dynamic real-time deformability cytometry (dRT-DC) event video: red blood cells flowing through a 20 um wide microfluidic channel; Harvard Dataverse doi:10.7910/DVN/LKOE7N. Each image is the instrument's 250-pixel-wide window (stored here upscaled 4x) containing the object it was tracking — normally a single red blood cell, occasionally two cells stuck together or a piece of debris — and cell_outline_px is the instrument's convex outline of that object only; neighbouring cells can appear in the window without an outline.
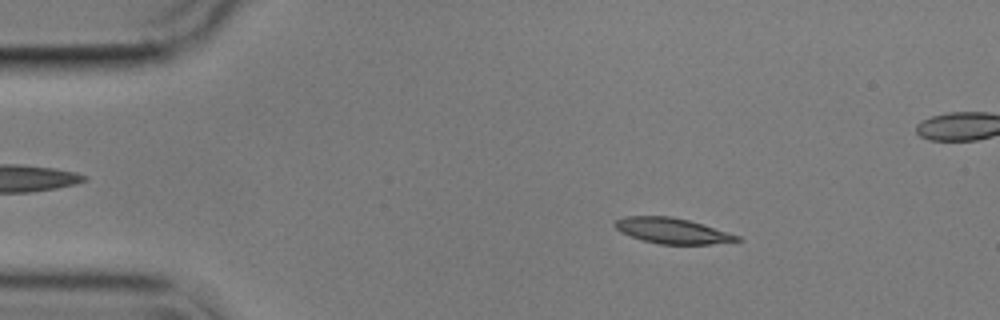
{"species": "common noctule bat (a hibernating species)", "species_latin": "Nyctalus noctula", "temperature_condition": "cold", "stored_images_in_passage": 15, "camera_frame_rate_fps": 3000, "um_per_image_px": 0.085, "animal": {"sex": "male", "body_mass_g": 17.9}, "frame": {"image": 1, "passage_image": 8, "time_ms": 2.333, "image_size_px": [1000, 320], "cell_outline_px": [[744, 240], [708, 244], [660, 244], [644, 240], [620, 232], [612, 224], [616, 220], [624, 216], [672, 216], [688, 220], [740, 236]], "centroid_in_image_um": [57.11, 19.61], "position_along_channel_um": 27.9, "area_um2": 17.98}}